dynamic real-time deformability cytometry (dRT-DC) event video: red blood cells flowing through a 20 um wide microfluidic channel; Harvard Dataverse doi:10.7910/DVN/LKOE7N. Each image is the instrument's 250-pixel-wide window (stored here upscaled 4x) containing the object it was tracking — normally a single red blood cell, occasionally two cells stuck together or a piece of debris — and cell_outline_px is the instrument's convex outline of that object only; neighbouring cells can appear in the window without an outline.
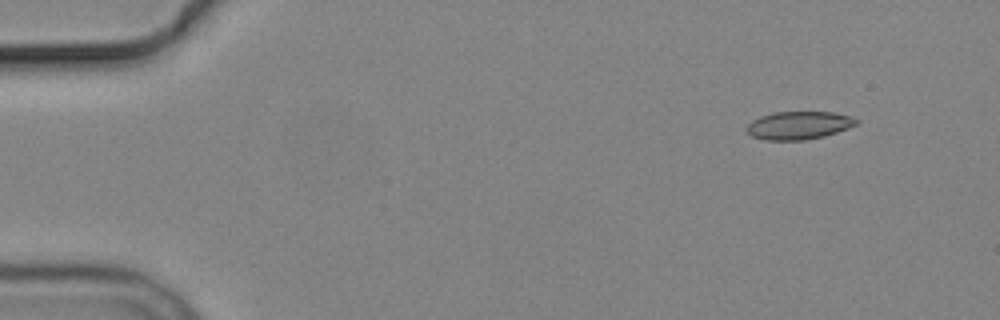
{"species": "common noctule bat (a hibernating species)", "species_latin": "Nyctalus noctula", "temperature_condition": "cold", "stored_images_in_passage": 4, "camera_frame_rate_fps": 3000, "um_per_image_px": 0.085, "animal": {"sex": "male", "body_mass_g": 19.2, "forearm_length_mm": 51.8}, "frame": {"image": 1, "passage_image": 1, "time_ms": 0.0, "image_size_px": [1000, 320], "cell_outline_px": [[860, 120], [856, 124], [848, 128], [824, 136], [804, 140], [764, 140], [752, 136], [744, 128], [752, 120], [760, 116], [772, 112], [832, 112], [852, 116]], "centroid_in_image_um": [67.88, 10.65], "position_along_channel_um": 17.1, "area_um2": 17.98}}
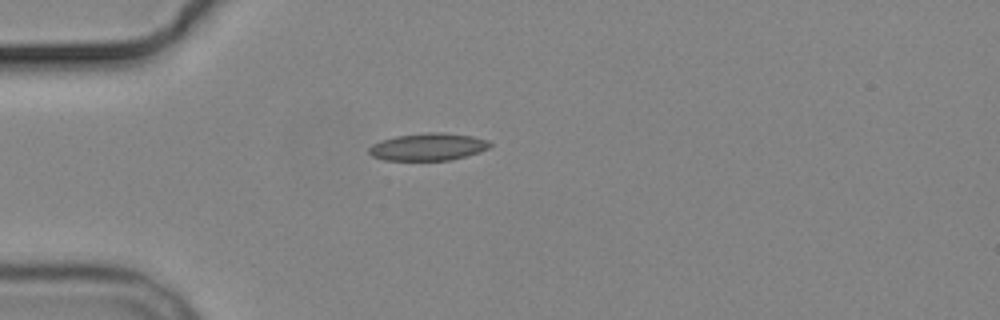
{"frame": {"image": 2, "passage_image": 4, "time_ms": 3.333, "image_size_px": [1000, 320], "cell_outline_px": [[492, 144], [488, 148], [480, 152], [452, 160], [384, 160], [372, 156], [368, 152], [368, 148], [372, 144], [380, 140], [396, 136], [428, 132], [444, 132], [472, 136], [488, 140]], "centroid_in_image_um": [36.38, 12.48], "position_along_channel_um": 48.6, "area_um2": 19.42}}